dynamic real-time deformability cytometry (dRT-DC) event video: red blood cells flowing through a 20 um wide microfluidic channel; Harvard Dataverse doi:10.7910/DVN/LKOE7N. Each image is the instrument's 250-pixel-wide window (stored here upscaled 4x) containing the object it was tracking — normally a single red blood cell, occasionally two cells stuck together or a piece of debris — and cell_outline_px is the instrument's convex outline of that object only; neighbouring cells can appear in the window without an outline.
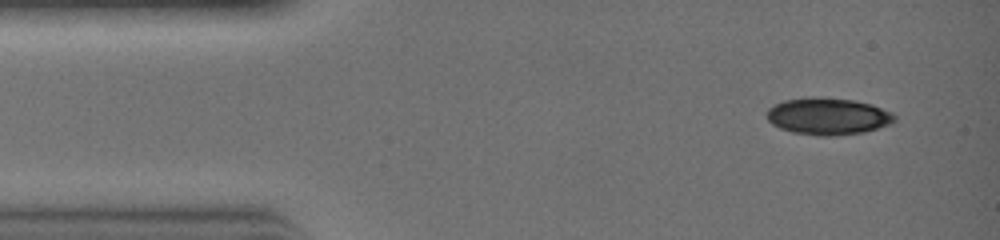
{"species": "common noctule bat (a hibernating species)", "species_latin": "Nyctalus noctula", "temperature_condition": "warm", "stored_images_in_passage": 30, "camera_frame_rate_fps": 3000, "um_per_image_px": 0.085, "animal": {"sex": "female", "body_mass_g": 19.0, "forearm_length_mm": 51.5}, "frame": {"image": 1, "passage_image": 2, "time_ms": 0.333, "image_size_px": [1000, 240], "cell_outline_px": [[896, 120], [888, 124], [864, 132], [832, 136], [820, 136], [792, 132], [780, 128], [772, 124], [768, 120], [768, 108], [784, 100], [852, 100], [872, 104], [896, 116]], "centroid_in_image_um": [70.38, 9.94], "position_along_channel_um": 14.6, "area_um2": 26.24}}
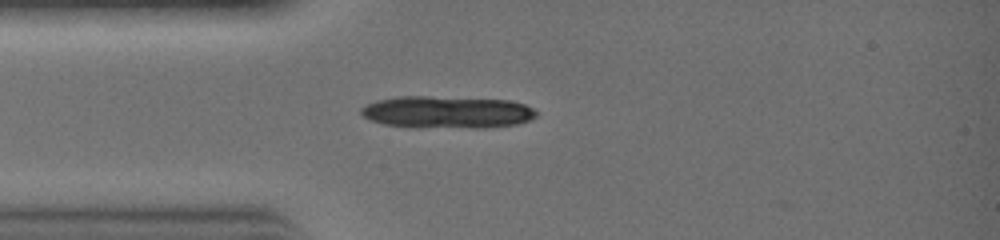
{"frame": {"image": 2, "passage_image": 7, "time_ms": 2.0, "image_size_px": [1000, 240], "cell_outline_px": [[536, 116], [532, 120], [516, 124], [484, 128], [408, 128], [384, 124], [372, 120], [364, 116], [360, 112], [360, 108], [376, 100], [396, 96], [428, 96], [508, 100], [524, 104], [532, 108], [536, 112]], "centroid_in_image_um": [37.98, 9.55], "position_along_channel_um": 47.0, "area_um2": 33.35}}
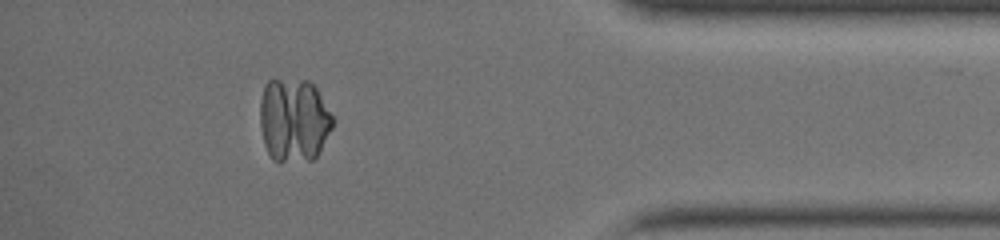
{"frame": {"image": 3, "passage_image": 26, "time_ms": 8.333, "image_size_px": [1000, 240], "cell_outline_px": [[332, 128], [316, 156], [312, 160], [272, 160], [264, 144], [260, 124], [260, 100], [264, 88], [268, 80], [308, 80], [316, 84], [332, 116]], "centroid_in_image_um": [24.97, 10.17], "position_along_channel_um": 410.2, "area_um2": 35.32}}